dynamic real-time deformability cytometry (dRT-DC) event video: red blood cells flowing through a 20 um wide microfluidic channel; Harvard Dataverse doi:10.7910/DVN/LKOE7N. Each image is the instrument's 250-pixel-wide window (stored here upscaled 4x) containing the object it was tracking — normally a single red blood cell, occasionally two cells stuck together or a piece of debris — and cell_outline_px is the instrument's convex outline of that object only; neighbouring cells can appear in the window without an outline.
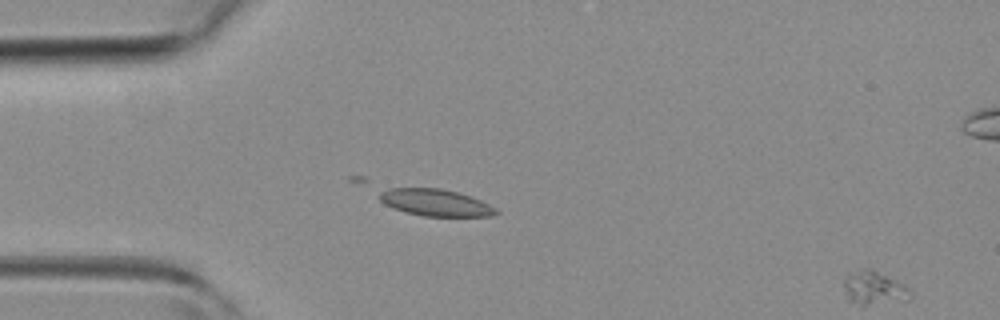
{"species": "common noctule bat (a hibernating species)", "species_latin": "Nyctalus noctula", "temperature_condition": "room temperature", "stored_images_in_passage": 11, "segment_of_instrument_passage": [2, 2], "camera_frame_rate_fps": 3000, "um_per_image_px": 0.085, "animal": {"sex": "female", "body_mass_g": 19.3, "forearm_length_mm": 54.1}, "frame": {"image": 1, "passage_image": 11, "time_ms": 3.333, "image_size_px": [1000, 320], "cell_outline_px": [[912, 296], [908, 300], [868, 304], [864, 304], [848, 300], [844, 288], [844, 276], [864, 268], [872, 268], [904, 284], [912, 292]], "centroid_in_image_um": [74.31, 24.45], "position_along_channel_um": 10.7, "area_um2": 12.83}}